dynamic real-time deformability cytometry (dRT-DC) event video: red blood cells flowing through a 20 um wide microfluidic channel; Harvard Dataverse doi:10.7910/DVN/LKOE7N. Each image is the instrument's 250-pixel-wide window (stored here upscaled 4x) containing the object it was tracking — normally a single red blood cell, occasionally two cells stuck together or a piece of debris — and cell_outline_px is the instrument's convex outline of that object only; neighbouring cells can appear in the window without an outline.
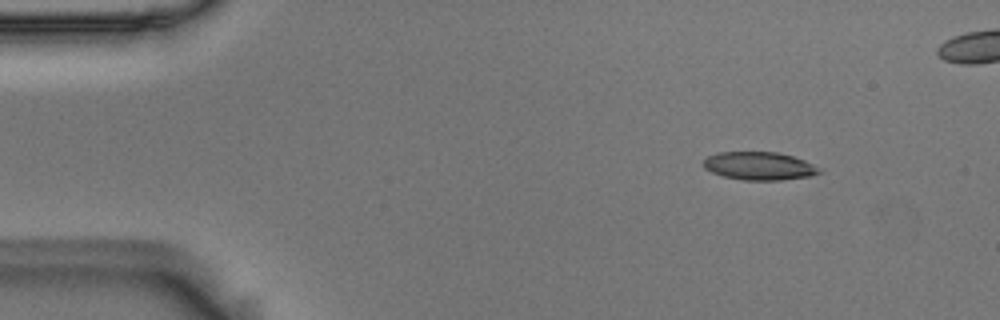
{"species": "Egyptian fruit bat (a non-hibernating species)", "species_latin": "Rousettus aegyptiacus", "temperature_condition": "room temperature", "stored_images_in_passage": 8, "camera_frame_rate_fps": 3000, "um_per_image_px": 0.085, "animal": {"sex": "male"}, "frame": {"image": 1, "passage_image": 1, "time_ms": 0.0, "image_size_px": [1000, 320], "cell_outline_px": [[824, 172], [808, 176], [780, 180], [744, 180], [724, 176], [712, 172], [704, 168], [704, 160], [708, 156], [716, 152], [776, 152], [792, 156], [804, 160], [820, 168]], "centroid_in_image_um": [64.54, 14.1], "position_along_channel_um": 20.5, "area_um2": 18.84}}
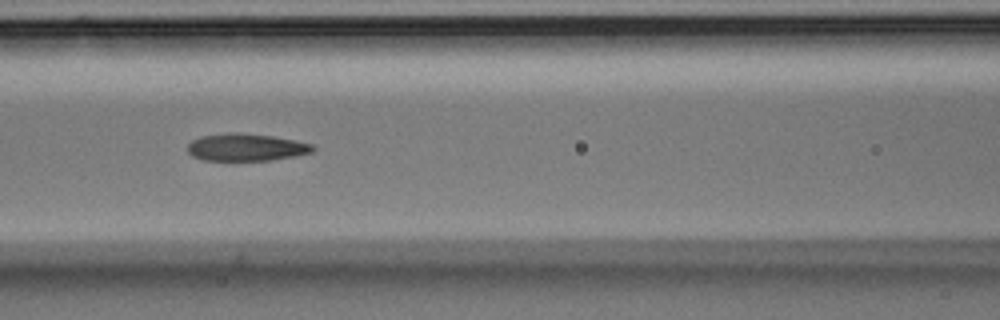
{"frame": {"image": 2, "passage_image": 6, "time_ms": 1.667, "image_size_px": [1000, 320], "cell_outline_px": [[316, 148], [312, 152], [296, 156], [272, 160], [204, 160], [192, 156], [188, 152], [188, 144], [192, 140], [200, 136], [228, 132], [236, 132], [272, 136], [296, 140], [312, 144]], "centroid_in_image_um": [20.93, 12.51], "position_along_channel_um": 145.7, "area_um2": 20.06}}
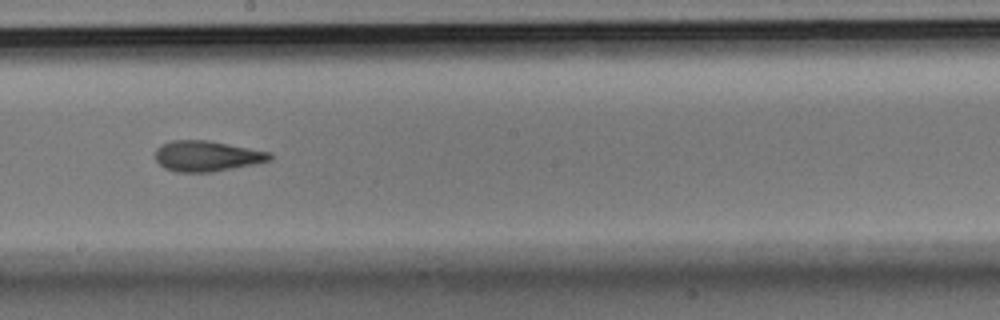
{"frame": {"image": 3, "passage_image": 8, "time_ms": 2.333, "image_size_px": [1000, 320], "cell_outline_px": [[272, 160], [212, 172], [176, 172], [164, 168], [156, 160], [156, 148], [160, 144], [172, 140], [208, 140], [272, 152]], "centroid_in_image_um": [17.57, 13.26], "position_along_channel_um": 230.6, "area_um2": 20.46}}